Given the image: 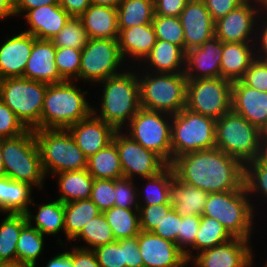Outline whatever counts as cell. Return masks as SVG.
Masks as SVG:
<instances>
[{
	"mask_svg": "<svg viewBox=\"0 0 267 267\" xmlns=\"http://www.w3.org/2000/svg\"><path fill=\"white\" fill-rule=\"evenodd\" d=\"M2 157L6 175L19 182L44 188L46 175L35 139L34 130L12 137L2 138Z\"/></svg>",
	"mask_w": 267,
	"mask_h": 267,
	"instance_id": "obj_5",
	"label": "cell"
},
{
	"mask_svg": "<svg viewBox=\"0 0 267 267\" xmlns=\"http://www.w3.org/2000/svg\"><path fill=\"white\" fill-rule=\"evenodd\" d=\"M45 267H74L68 249L49 259Z\"/></svg>",
	"mask_w": 267,
	"mask_h": 267,
	"instance_id": "obj_61",
	"label": "cell"
},
{
	"mask_svg": "<svg viewBox=\"0 0 267 267\" xmlns=\"http://www.w3.org/2000/svg\"><path fill=\"white\" fill-rule=\"evenodd\" d=\"M261 1L262 3H264L267 6V0H258Z\"/></svg>",
	"mask_w": 267,
	"mask_h": 267,
	"instance_id": "obj_68",
	"label": "cell"
},
{
	"mask_svg": "<svg viewBox=\"0 0 267 267\" xmlns=\"http://www.w3.org/2000/svg\"><path fill=\"white\" fill-rule=\"evenodd\" d=\"M117 12L119 30L151 24L155 15L154 0H122Z\"/></svg>",
	"mask_w": 267,
	"mask_h": 267,
	"instance_id": "obj_37",
	"label": "cell"
},
{
	"mask_svg": "<svg viewBox=\"0 0 267 267\" xmlns=\"http://www.w3.org/2000/svg\"><path fill=\"white\" fill-rule=\"evenodd\" d=\"M185 57L186 52L180 46L156 40L154 47L142 61L147 67L142 69L153 73H184Z\"/></svg>",
	"mask_w": 267,
	"mask_h": 267,
	"instance_id": "obj_27",
	"label": "cell"
},
{
	"mask_svg": "<svg viewBox=\"0 0 267 267\" xmlns=\"http://www.w3.org/2000/svg\"><path fill=\"white\" fill-rule=\"evenodd\" d=\"M0 267H30V266L16 261V262H0Z\"/></svg>",
	"mask_w": 267,
	"mask_h": 267,
	"instance_id": "obj_65",
	"label": "cell"
},
{
	"mask_svg": "<svg viewBox=\"0 0 267 267\" xmlns=\"http://www.w3.org/2000/svg\"><path fill=\"white\" fill-rule=\"evenodd\" d=\"M175 177L173 167L168 165L157 175L141 178L143 182L142 188H137L139 205H159L162 203H170V186L172 179ZM139 189H142L140 191ZM143 195V196H142ZM141 200V201H140Z\"/></svg>",
	"mask_w": 267,
	"mask_h": 267,
	"instance_id": "obj_33",
	"label": "cell"
},
{
	"mask_svg": "<svg viewBox=\"0 0 267 267\" xmlns=\"http://www.w3.org/2000/svg\"><path fill=\"white\" fill-rule=\"evenodd\" d=\"M179 18L184 30L185 52L215 36V21L203 0H189Z\"/></svg>",
	"mask_w": 267,
	"mask_h": 267,
	"instance_id": "obj_19",
	"label": "cell"
},
{
	"mask_svg": "<svg viewBox=\"0 0 267 267\" xmlns=\"http://www.w3.org/2000/svg\"><path fill=\"white\" fill-rule=\"evenodd\" d=\"M90 199L101 213L111 209L115 202L114 179H94Z\"/></svg>",
	"mask_w": 267,
	"mask_h": 267,
	"instance_id": "obj_47",
	"label": "cell"
},
{
	"mask_svg": "<svg viewBox=\"0 0 267 267\" xmlns=\"http://www.w3.org/2000/svg\"><path fill=\"white\" fill-rule=\"evenodd\" d=\"M255 58V42H222L221 77L241 80Z\"/></svg>",
	"mask_w": 267,
	"mask_h": 267,
	"instance_id": "obj_26",
	"label": "cell"
},
{
	"mask_svg": "<svg viewBox=\"0 0 267 267\" xmlns=\"http://www.w3.org/2000/svg\"><path fill=\"white\" fill-rule=\"evenodd\" d=\"M113 141L116 144L123 177L135 180L157 175L169 164L157 153L144 148L131 139L123 130H117Z\"/></svg>",
	"mask_w": 267,
	"mask_h": 267,
	"instance_id": "obj_15",
	"label": "cell"
},
{
	"mask_svg": "<svg viewBox=\"0 0 267 267\" xmlns=\"http://www.w3.org/2000/svg\"><path fill=\"white\" fill-rule=\"evenodd\" d=\"M69 256L74 267H101L93 250L73 246L70 248Z\"/></svg>",
	"mask_w": 267,
	"mask_h": 267,
	"instance_id": "obj_56",
	"label": "cell"
},
{
	"mask_svg": "<svg viewBox=\"0 0 267 267\" xmlns=\"http://www.w3.org/2000/svg\"><path fill=\"white\" fill-rule=\"evenodd\" d=\"M67 130L87 158L111 143L117 131L93 114L69 126Z\"/></svg>",
	"mask_w": 267,
	"mask_h": 267,
	"instance_id": "obj_20",
	"label": "cell"
},
{
	"mask_svg": "<svg viewBox=\"0 0 267 267\" xmlns=\"http://www.w3.org/2000/svg\"><path fill=\"white\" fill-rule=\"evenodd\" d=\"M34 133L46 177L87 168L88 158L67 129H35Z\"/></svg>",
	"mask_w": 267,
	"mask_h": 267,
	"instance_id": "obj_7",
	"label": "cell"
},
{
	"mask_svg": "<svg viewBox=\"0 0 267 267\" xmlns=\"http://www.w3.org/2000/svg\"><path fill=\"white\" fill-rule=\"evenodd\" d=\"M87 31L79 17H71L61 31L51 38L55 47L83 49L89 41Z\"/></svg>",
	"mask_w": 267,
	"mask_h": 267,
	"instance_id": "obj_42",
	"label": "cell"
},
{
	"mask_svg": "<svg viewBox=\"0 0 267 267\" xmlns=\"http://www.w3.org/2000/svg\"><path fill=\"white\" fill-rule=\"evenodd\" d=\"M98 84L103 85L101 105L98 109L92 107V114L116 130H123L141 108L138 73L126 67Z\"/></svg>",
	"mask_w": 267,
	"mask_h": 267,
	"instance_id": "obj_2",
	"label": "cell"
},
{
	"mask_svg": "<svg viewBox=\"0 0 267 267\" xmlns=\"http://www.w3.org/2000/svg\"><path fill=\"white\" fill-rule=\"evenodd\" d=\"M222 41L216 36L204 44L188 49L185 75L188 80L221 77Z\"/></svg>",
	"mask_w": 267,
	"mask_h": 267,
	"instance_id": "obj_18",
	"label": "cell"
},
{
	"mask_svg": "<svg viewBox=\"0 0 267 267\" xmlns=\"http://www.w3.org/2000/svg\"><path fill=\"white\" fill-rule=\"evenodd\" d=\"M125 65L117 39L90 38L82 49L79 79L98 85L99 82L117 75ZM121 71H119V70ZM92 82V83H91Z\"/></svg>",
	"mask_w": 267,
	"mask_h": 267,
	"instance_id": "obj_12",
	"label": "cell"
},
{
	"mask_svg": "<svg viewBox=\"0 0 267 267\" xmlns=\"http://www.w3.org/2000/svg\"><path fill=\"white\" fill-rule=\"evenodd\" d=\"M77 82L65 80L48 84L40 119V129H67L89 117L92 104L86 100L88 90L83 91Z\"/></svg>",
	"mask_w": 267,
	"mask_h": 267,
	"instance_id": "obj_3",
	"label": "cell"
},
{
	"mask_svg": "<svg viewBox=\"0 0 267 267\" xmlns=\"http://www.w3.org/2000/svg\"><path fill=\"white\" fill-rule=\"evenodd\" d=\"M136 237L144 267H187L191 263L170 240L142 230Z\"/></svg>",
	"mask_w": 267,
	"mask_h": 267,
	"instance_id": "obj_17",
	"label": "cell"
},
{
	"mask_svg": "<svg viewBox=\"0 0 267 267\" xmlns=\"http://www.w3.org/2000/svg\"><path fill=\"white\" fill-rule=\"evenodd\" d=\"M135 180L122 177L114 180L115 191V207H121L123 209H138L139 201ZM137 186V187H136Z\"/></svg>",
	"mask_w": 267,
	"mask_h": 267,
	"instance_id": "obj_46",
	"label": "cell"
},
{
	"mask_svg": "<svg viewBox=\"0 0 267 267\" xmlns=\"http://www.w3.org/2000/svg\"><path fill=\"white\" fill-rule=\"evenodd\" d=\"M181 216L172 207L166 217L154 228L153 234L170 240L178 246V232L180 231Z\"/></svg>",
	"mask_w": 267,
	"mask_h": 267,
	"instance_id": "obj_53",
	"label": "cell"
},
{
	"mask_svg": "<svg viewBox=\"0 0 267 267\" xmlns=\"http://www.w3.org/2000/svg\"><path fill=\"white\" fill-rule=\"evenodd\" d=\"M253 202L245 187L240 190L210 193L202 216L218 220L232 237L251 241L255 226L253 224H256V207Z\"/></svg>",
	"mask_w": 267,
	"mask_h": 267,
	"instance_id": "obj_4",
	"label": "cell"
},
{
	"mask_svg": "<svg viewBox=\"0 0 267 267\" xmlns=\"http://www.w3.org/2000/svg\"><path fill=\"white\" fill-rule=\"evenodd\" d=\"M27 130L16 114L0 99V138L16 137Z\"/></svg>",
	"mask_w": 267,
	"mask_h": 267,
	"instance_id": "obj_50",
	"label": "cell"
},
{
	"mask_svg": "<svg viewBox=\"0 0 267 267\" xmlns=\"http://www.w3.org/2000/svg\"><path fill=\"white\" fill-rule=\"evenodd\" d=\"M93 251L101 267H126L124 247L117 240L99 246Z\"/></svg>",
	"mask_w": 267,
	"mask_h": 267,
	"instance_id": "obj_49",
	"label": "cell"
},
{
	"mask_svg": "<svg viewBox=\"0 0 267 267\" xmlns=\"http://www.w3.org/2000/svg\"><path fill=\"white\" fill-rule=\"evenodd\" d=\"M55 53L56 47L51 40L36 38L23 77L46 84L65 81L57 70Z\"/></svg>",
	"mask_w": 267,
	"mask_h": 267,
	"instance_id": "obj_23",
	"label": "cell"
},
{
	"mask_svg": "<svg viewBox=\"0 0 267 267\" xmlns=\"http://www.w3.org/2000/svg\"><path fill=\"white\" fill-rule=\"evenodd\" d=\"M57 177L58 200L62 203H69L76 200L90 199L94 178L86 169L64 171L56 175Z\"/></svg>",
	"mask_w": 267,
	"mask_h": 267,
	"instance_id": "obj_32",
	"label": "cell"
},
{
	"mask_svg": "<svg viewBox=\"0 0 267 267\" xmlns=\"http://www.w3.org/2000/svg\"><path fill=\"white\" fill-rule=\"evenodd\" d=\"M141 108L176 114L186 107L187 82L185 73H153L140 70Z\"/></svg>",
	"mask_w": 267,
	"mask_h": 267,
	"instance_id": "obj_6",
	"label": "cell"
},
{
	"mask_svg": "<svg viewBox=\"0 0 267 267\" xmlns=\"http://www.w3.org/2000/svg\"><path fill=\"white\" fill-rule=\"evenodd\" d=\"M33 207L38 206V212L34 215L29 209L25 215L27 222L40 231L43 235H57L64 230V203L56 199L49 203L37 204L32 201Z\"/></svg>",
	"mask_w": 267,
	"mask_h": 267,
	"instance_id": "obj_31",
	"label": "cell"
},
{
	"mask_svg": "<svg viewBox=\"0 0 267 267\" xmlns=\"http://www.w3.org/2000/svg\"><path fill=\"white\" fill-rule=\"evenodd\" d=\"M27 223L25 214L6 213V217L0 222V262L17 261V242Z\"/></svg>",
	"mask_w": 267,
	"mask_h": 267,
	"instance_id": "obj_36",
	"label": "cell"
},
{
	"mask_svg": "<svg viewBox=\"0 0 267 267\" xmlns=\"http://www.w3.org/2000/svg\"><path fill=\"white\" fill-rule=\"evenodd\" d=\"M189 0H154L155 14L179 17Z\"/></svg>",
	"mask_w": 267,
	"mask_h": 267,
	"instance_id": "obj_57",
	"label": "cell"
},
{
	"mask_svg": "<svg viewBox=\"0 0 267 267\" xmlns=\"http://www.w3.org/2000/svg\"><path fill=\"white\" fill-rule=\"evenodd\" d=\"M122 0H92V4L106 7L116 8L119 6Z\"/></svg>",
	"mask_w": 267,
	"mask_h": 267,
	"instance_id": "obj_64",
	"label": "cell"
},
{
	"mask_svg": "<svg viewBox=\"0 0 267 267\" xmlns=\"http://www.w3.org/2000/svg\"><path fill=\"white\" fill-rule=\"evenodd\" d=\"M81 240L87 244L79 248L94 250L95 248L115 241L113 231L107 222L104 213L89 220L81 232L72 240Z\"/></svg>",
	"mask_w": 267,
	"mask_h": 267,
	"instance_id": "obj_41",
	"label": "cell"
},
{
	"mask_svg": "<svg viewBox=\"0 0 267 267\" xmlns=\"http://www.w3.org/2000/svg\"><path fill=\"white\" fill-rule=\"evenodd\" d=\"M152 25L157 40L180 46L185 51L184 30L179 17L154 15Z\"/></svg>",
	"mask_w": 267,
	"mask_h": 267,
	"instance_id": "obj_44",
	"label": "cell"
},
{
	"mask_svg": "<svg viewBox=\"0 0 267 267\" xmlns=\"http://www.w3.org/2000/svg\"><path fill=\"white\" fill-rule=\"evenodd\" d=\"M45 235L27 223L21 230L17 242V261L36 267V262L44 250Z\"/></svg>",
	"mask_w": 267,
	"mask_h": 267,
	"instance_id": "obj_40",
	"label": "cell"
},
{
	"mask_svg": "<svg viewBox=\"0 0 267 267\" xmlns=\"http://www.w3.org/2000/svg\"><path fill=\"white\" fill-rule=\"evenodd\" d=\"M216 120L186 107L172 114V162L188 152L215 148Z\"/></svg>",
	"mask_w": 267,
	"mask_h": 267,
	"instance_id": "obj_10",
	"label": "cell"
},
{
	"mask_svg": "<svg viewBox=\"0 0 267 267\" xmlns=\"http://www.w3.org/2000/svg\"><path fill=\"white\" fill-rule=\"evenodd\" d=\"M35 39L24 31L4 39L0 46V80L23 77Z\"/></svg>",
	"mask_w": 267,
	"mask_h": 267,
	"instance_id": "obj_22",
	"label": "cell"
},
{
	"mask_svg": "<svg viewBox=\"0 0 267 267\" xmlns=\"http://www.w3.org/2000/svg\"><path fill=\"white\" fill-rule=\"evenodd\" d=\"M171 203H162L159 205H139L140 229L146 232H152L154 228L166 217L168 211L172 208Z\"/></svg>",
	"mask_w": 267,
	"mask_h": 267,
	"instance_id": "obj_48",
	"label": "cell"
},
{
	"mask_svg": "<svg viewBox=\"0 0 267 267\" xmlns=\"http://www.w3.org/2000/svg\"><path fill=\"white\" fill-rule=\"evenodd\" d=\"M117 241L122 247H124L126 267H144L137 237L125 238Z\"/></svg>",
	"mask_w": 267,
	"mask_h": 267,
	"instance_id": "obj_54",
	"label": "cell"
},
{
	"mask_svg": "<svg viewBox=\"0 0 267 267\" xmlns=\"http://www.w3.org/2000/svg\"><path fill=\"white\" fill-rule=\"evenodd\" d=\"M232 238L218 220L201 215L195 244L185 253L186 259L190 260L195 252L199 253L207 248L215 247Z\"/></svg>",
	"mask_w": 267,
	"mask_h": 267,
	"instance_id": "obj_38",
	"label": "cell"
},
{
	"mask_svg": "<svg viewBox=\"0 0 267 267\" xmlns=\"http://www.w3.org/2000/svg\"><path fill=\"white\" fill-rule=\"evenodd\" d=\"M171 124L172 114L140 108L127 124L129 128L125 127L123 130L131 139L144 148L154 151L170 165Z\"/></svg>",
	"mask_w": 267,
	"mask_h": 267,
	"instance_id": "obj_11",
	"label": "cell"
},
{
	"mask_svg": "<svg viewBox=\"0 0 267 267\" xmlns=\"http://www.w3.org/2000/svg\"><path fill=\"white\" fill-rule=\"evenodd\" d=\"M91 4L92 0H59V5L71 17H80Z\"/></svg>",
	"mask_w": 267,
	"mask_h": 267,
	"instance_id": "obj_60",
	"label": "cell"
},
{
	"mask_svg": "<svg viewBox=\"0 0 267 267\" xmlns=\"http://www.w3.org/2000/svg\"><path fill=\"white\" fill-rule=\"evenodd\" d=\"M244 187L249 197L251 196L250 199L256 195L254 201H257V197L260 199L262 196L263 202H267V166L257 159L244 164Z\"/></svg>",
	"mask_w": 267,
	"mask_h": 267,
	"instance_id": "obj_43",
	"label": "cell"
},
{
	"mask_svg": "<svg viewBox=\"0 0 267 267\" xmlns=\"http://www.w3.org/2000/svg\"><path fill=\"white\" fill-rule=\"evenodd\" d=\"M115 240L136 237L140 232L138 209H123L113 206L104 212Z\"/></svg>",
	"mask_w": 267,
	"mask_h": 267,
	"instance_id": "obj_39",
	"label": "cell"
},
{
	"mask_svg": "<svg viewBox=\"0 0 267 267\" xmlns=\"http://www.w3.org/2000/svg\"><path fill=\"white\" fill-rule=\"evenodd\" d=\"M250 240L233 237L225 243L195 253V267H253L255 259Z\"/></svg>",
	"mask_w": 267,
	"mask_h": 267,
	"instance_id": "obj_16",
	"label": "cell"
},
{
	"mask_svg": "<svg viewBox=\"0 0 267 267\" xmlns=\"http://www.w3.org/2000/svg\"><path fill=\"white\" fill-rule=\"evenodd\" d=\"M241 80L247 86L267 92V59L256 57Z\"/></svg>",
	"mask_w": 267,
	"mask_h": 267,
	"instance_id": "obj_52",
	"label": "cell"
},
{
	"mask_svg": "<svg viewBox=\"0 0 267 267\" xmlns=\"http://www.w3.org/2000/svg\"><path fill=\"white\" fill-rule=\"evenodd\" d=\"M264 18H260L259 23L257 24L256 41H255V50L256 57L267 59V11L265 12ZM264 19V20H263ZM262 22V24H260ZM258 44V45H257Z\"/></svg>",
	"mask_w": 267,
	"mask_h": 267,
	"instance_id": "obj_58",
	"label": "cell"
},
{
	"mask_svg": "<svg viewBox=\"0 0 267 267\" xmlns=\"http://www.w3.org/2000/svg\"><path fill=\"white\" fill-rule=\"evenodd\" d=\"M48 84L24 77L0 80V99L30 130L40 129L43 101Z\"/></svg>",
	"mask_w": 267,
	"mask_h": 267,
	"instance_id": "obj_9",
	"label": "cell"
},
{
	"mask_svg": "<svg viewBox=\"0 0 267 267\" xmlns=\"http://www.w3.org/2000/svg\"><path fill=\"white\" fill-rule=\"evenodd\" d=\"M266 11L267 6L261 1L245 0L236 9L215 21V36L222 42H255L258 20Z\"/></svg>",
	"mask_w": 267,
	"mask_h": 267,
	"instance_id": "obj_14",
	"label": "cell"
},
{
	"mask_svg": "<svg viewBox=\"0 0 267 267\" xmlns=\"http://www.w3.org/2000/svg\"><path fill=\"white\" fill-rule=\"evenodd\" d=\"M81 49L56 47L55 63L60 76L64 80H79Z\"/></svg>",
	"mask_w": 267,
	"mask_h": 267,
	"instance_id": "obj_45",
	"label": "cell"
},
{
	"mask_svg": "<svg viewBox=\"0 0 267 267\" xmlns=\"http://www.w3.org/2000/svg\"><path fill=\"white\" fill-rule=\"evenodd\" d=\"M201 216L186 215L181 217L178 232V247L186 253L194 244L200 226Z\"/></svg>",
	"mask_w": 267,
	"mask_h": 267,
	"instance_id": "obj_51",
	"label": "cell"
},
{
	"mask_svg": "<svg viewBox=\"0 0 267 267\" xmlns=\"http://www.w3.org/2000/svg\"><path fill=\"white\" fill-rule=\"evenodd\" d=\"M32 187L28 183L12 180L8 176L1 178L0 213L25 214L34 199Z\"/></svg>",
	"mask_w": 267,
	"mask_h": 267,
	"instance_id": "obj_30",
	"label": "cell"
},
{
	"mask_svg": "<svg viewBox=\"0 0 267 267\" xmlns=\"http://www.w3.org/2000/svg\"><path fill=\"white\" fill-rule=\"evenodd\" d=\"M86 170L94 179H119L123 177L119 153L114 141L96 154L88 157Z\"/></svg>",
	"mask_w": 267,
	"mask_h": 267,
	"instance_id": "obj_35",
	"label": "cell"
},
{
	"mask_svg": "<svg viewBox=\"0 0 267 267\" xmlns=\"http://www.w3.org/2000/svg\"><path fill=\"white\" fill-rule=\"evenodd\" d=\"M261 132V139H267V122L260 130Z\"/></svg>",
	"mask_w": 267,
	"mask_h": 267,
	"instance_id": "obj_67",
	"label": "cell"
},
{
	"mask_svg": "<svg viewBox=\"0 0 267 267\" xmlns=\"http://www.w3.org/2000/svg\"><path fill=\"white\" fill-rule=\"evenodd\" d=\"M260 129L232 109L216 120L215 147L243 164L258 156Z\"/></svg>",
	"mask_w": 267,
	"mask_h": 267,
	"instance_id": "obj_8",
	"label": "cell"
},
{
	"mask_svg": "<svg viewBox=\"0 0 267 267\" xmlns=\"http://www.w3.org/2000/svg\"><path fill=\"white\" fill-rule=\"evenodd\" d=\"M50 4H59V0H14L15 16H22L30 9Z\"/></svg>",
	"mask_w": 267,
	"mask_h": 267,
	"instance_id": "obj_59",
	"label": "cell"
},
{
	"mask_svg": "<svg viewBox=\"0 0 267 267\" xmlns=\"http://www.w3.org/2000/svg\"><path fill=\"white\" fill-rule=\"evenodd\" d=\"M15 16L14 0H0V21Z\"/></svg>",
	"mask_w": 267,
	"mask_h": 267,
	"instance_id": "obj_62",
	"label": "cell"
},
{
	"mask_svg": "<svg viewBox=\"0 0 267 267\" xmlns=\"http://www.w3.org/2000/svg\"><path fill=\"white\" fill-rule=\"evenodd\" d=\"M170 203L181 217L203 214L208 193L202 189L181 182L176 176L170 186Z\"/></svg>",
	"mask_w": 267,
	"mask_h": 267,
	"instance_id": "obj_29",
	"label": "cell"
},
{
	"mask_svg": "<svg viewBox=\"0 0 267 267\" xmlns=\"http://www.w3.org/2000/svg\"><path fill=\"white\" fill-rule=\"evenodd\" d=\"M2 138H0V179L6 177L4 164H3V157H2Z\"/></svg>",
	"mask_w": 267,
	"mask_h": 267,
	"instance_id": "obj_66",
	"label": "cell"
},
{
	"mask_svg": "<svg viewBox=\"0 0 267 267\" xmlns=\"http://www.w3.org/2000/svg\"><path fill=\"white\" fill-rule=\"evenodd\" d=\"M232 83L222 77L188 80L186 108L215 120L221 118L231 110Z\"/></svg>",
	"mask_w": 267,
	"mask_h": 267,
	"instance_id": "obj_13",
	"label": "cell"
},
{
	"mask_svg": "<svg viewBox=\"0 0 267 267\" xmlns=\"http://www.w3.org/2000/svg\"><path fill=\"white\" fill-rule=\"evenodd\" d=\"M22 17L29 25V29L24 32L30 33L37 39L48 40L58 34L71 18L59 4L30 9Z\"/></svg>",
	"mask_w": 267,
	"mask_h": 267,
	"instance_id": "obj_24",
	"label": "cell"
},
{
	"mask_svg": "<svg viewBox=\"0 0 267 267\" xmlns=\"http://www.w3.org/2000/svg\"><path fill=\"white\" fill-rule=\"evenodd\" d=\"M231 109L261 130L267 122V92L247 86L242 80L234 81Z\"/></svg>",
	"mask_w": 267,
	"mask_h": 267,
	"instance_id": "obj_21",
	"label": "cell"
},
{
	"mask_svg": "<svg viewBox=\"0 0 267 267\" xmlns=\"http://www.w3.org/2000/svg\"><path fill=\"white\" fill-rule=\"evenodd\" d=\"M156 34L151 24L133 26L119 30L118 45L124 61L135 60L141 63L156 43ZM130 59H126V58Z\"/></svg>",
	"mask_w": 267,
	"mask_h": 267,
	"instance_id": "obj_25",
	"label": "cell"
},
{
	"mask_svg": "<svg viewBox=\"0 0 267 267\" xmlns=\"http://www.w3.org/2000/svg\"><path fill=\"white\" fill-rule=\"evenodd\" d=\"M101 212L91 199L64 203V230L66 242H71L84 225Z\"/></svg>",
	"mask_w": 267,
	"mask_h": 267,
	"instance_id": "obj_34",
	"label": "cell"
},
{
	"mask_svg": "<svg viewBox=\"0 0 267 267\" xmlns=\"http://www.w3.org/2000/svg\"><path fill=\"white\" fill-rule=\"evenodd\" d=\"M79 18L89 38H118V12L116 8L91 4Z\"/></svg>",
	"mask_w": 267,
	"mask_h": 267,
	"instance_id": "obj_28",
	"label": "cell"
},
{
	"mask_svg": "<svg viewBox=\"0 0 267 267\" xmlns=\"http://www.w3.org/2000/svg\"><path fill=\"white\" fill-rule=\"evenodd\" d=\"M170 165L181 182L208 194L244 187V164L216 147L180 155Z\"/></svg>",
	"mask_w": 267,
	"mask_h": 267,
	"instance_id": "obj_1",
	"label": "cell"
},
{
	"mask_svg": "<svg viewBox=\"0 0 267 267\" xmlns=\"http://www.w3.org/2000/svg\"><path fill=\"white\" fill-rule=\"evenodd\" d=\"M212 19L217 21L236 9L245 0H203Z\"/></svg>",
	"mask_w": 267,
	"mask_h": 267,
	"instance_id": "obj_55",
	"label": "cell"
},
{
	"mask_svg": "<svg viewBox=\"0 0 267 267\" xmlns=\"http://www.w3.org/2000/svg\"><path fill=\"white\" fill-rule=\"evenodd\" d=\"M256 159L267 166V139H260L259 152Z\"/></svg>",
	"mask_w": 267,
	"mask_h": 267,
	"instance_id": "obj_63",
	"label": "cell"
}]
</instances>
